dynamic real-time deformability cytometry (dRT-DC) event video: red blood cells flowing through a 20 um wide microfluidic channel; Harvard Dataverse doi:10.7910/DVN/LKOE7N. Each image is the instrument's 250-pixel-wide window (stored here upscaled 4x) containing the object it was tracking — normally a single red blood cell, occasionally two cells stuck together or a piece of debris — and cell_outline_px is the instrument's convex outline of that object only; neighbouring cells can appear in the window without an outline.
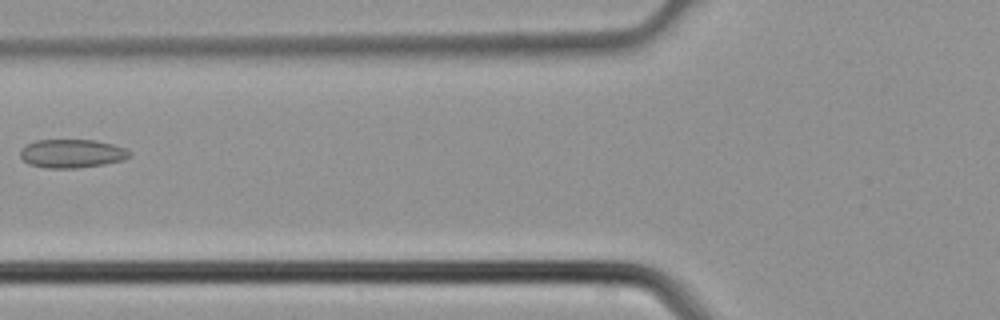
{"species": "common noctule bat (a hibernating species)", "species_latin": "Nyctalus noctula", "temperature_condition": "cold", "stored_images_in_passage": 5, "camera_frame_rate_fps": 3000, "um_per_image_px": 0.085, "animal": {"sex": "male", "body_mass_g": 21.5, "forearm_length_mm": 52.0}, "frame": {"image": 1, "passage_image": 5, "time_ms": 1.333, "image_size_px": [1000, 320], "cell_outline_px": [[132, 156], [124, 160], [104, 164], [76, 168], [44, 168], [28, 164], [20, 156], [20, 152], [24, 144], [36, 140], [92, 140], [112, 144], [128, 148], [132, 152]], "centroid_in_image_um": [6.13, 13.05], "position_along_channel_um": 119.7, "area_um2": 18.44}}